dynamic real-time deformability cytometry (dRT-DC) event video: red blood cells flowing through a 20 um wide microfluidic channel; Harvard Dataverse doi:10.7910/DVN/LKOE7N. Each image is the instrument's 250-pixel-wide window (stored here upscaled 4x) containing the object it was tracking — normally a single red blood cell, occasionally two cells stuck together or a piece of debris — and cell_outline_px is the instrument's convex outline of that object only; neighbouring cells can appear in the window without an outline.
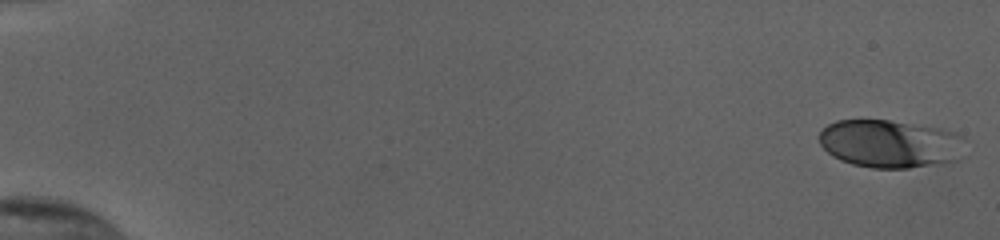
{"species": "human", "species_latin": "Homo sapiens", "temperature_condition": "cold", "stored_images_in_passage": 54, "camera_frame_rate_fps": 3000, "um_per_image_px": 0.085, "donor": {"sex": "female"}, "frame": {"image": 1, "passage_image": 1, "time_ms": 0.0, "image_size_px": [1000, 240], "cell_outline_px": [[964, 156], [960, 160], [952, 164], [908, 168], [872, 168], [852, 164], [840, 160], [832, 156], [820, 144], [820, 132], [828, 124], [836, 120], [888, 120], [940, 128], [956, 132], [964, 136]], "centroid_in_image_um": [75.76, 12.24], "position_along_channel_um": 9.2, "area_um2": 41.67}}
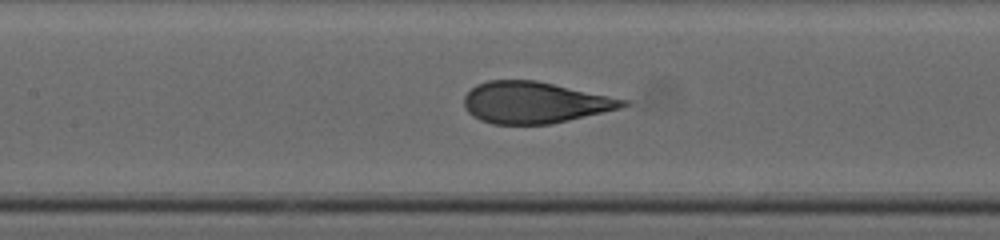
{"frame": {"image": 2, "passage_image": 27, "time_ms": 8.667, "image_size_px": [1000, 240], "cell_outline_px": [[632, 104], [620, 108], [552, 124], [492, 124], [480, 120], [472, 116], [464, 108], [464, 96], [476, 84], [488, 80], [536, 80], [628, 100]], "centroid_in_image_um": [45.42, 8.71], "position_along_channel_um": 162.0, "area_um2": 38.38}}
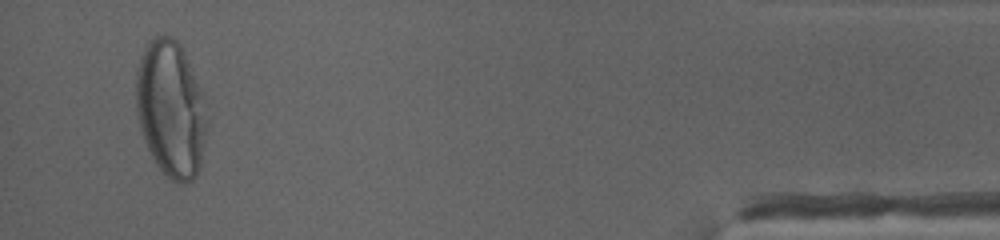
{"frame": {"image": 3, "passage_image": 52, "time_ms": 17.0, "image_size_px": [1000, 240], "cell_outline_px": [[208, 124], [200, 164], [196, 176], [192, 180], [184, 184], [172, 180], [156, 164], [144, 140], [140, 128], [136, 108], [136, 72], [144, 48], [148, 40], [156, 36], [172, 36], [184, 48], [204, 92], [208, 120]], "centroid_in_image_um": [14.55, 9.22], "position_along_channel_um": 420.6, "area_um2": 57.11}, "authors_computed_cell_mechanics": {"area_um2": 39.7664, "velocity_mm_per_s": 3.8511, "shape_relaxation_time_tau1_ms": 4.7138, "shape_relaxation_time_tau2_ms": null, "deformation_change_tau1": 0.1992, "deformation_change_tau2": null}}